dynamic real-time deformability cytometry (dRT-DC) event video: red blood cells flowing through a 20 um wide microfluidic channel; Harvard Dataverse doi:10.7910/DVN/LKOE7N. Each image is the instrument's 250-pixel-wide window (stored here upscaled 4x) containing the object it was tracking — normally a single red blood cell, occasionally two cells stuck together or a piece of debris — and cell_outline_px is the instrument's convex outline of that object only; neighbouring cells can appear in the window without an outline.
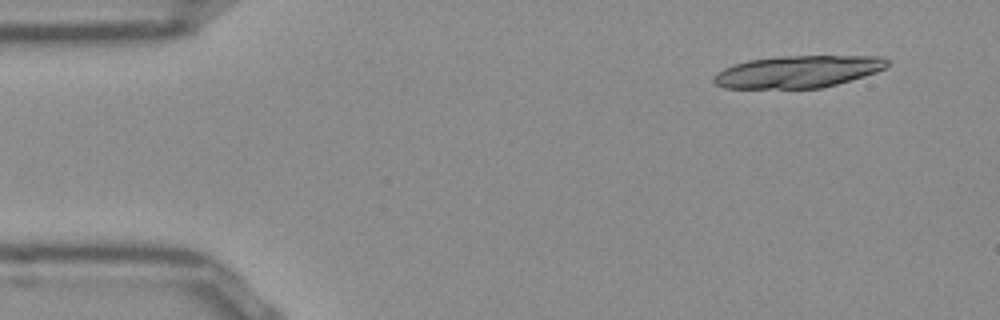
{"species": "Egyptian fruit bat (a non-hibernating species)", "species_latin": "Rousettus aegyptiacus", "temperature_condition": "room temperature", "stored_images_in_passage": 47, "segment_of_instrument_passage": [1, 2], "camera_frame_rate_fps": 3000, "um_per_image_px": 0.085, "frame": {"image": 1, "passage_image": 1, "time_ms": 0.0, "image_size_px": [1000, 320], "cell_outline_px": [[888, 68], [864, 76], [836, 84], [820, 88], [724, 88], [716, 84], [712, 80], [724, 68], [732, 64], [748, 60], [780, 56], [884, 56], [888, 60]], "centroid_in_image_um": [67.86, 6.08], "position_along_channel_um": 17.1, "area_um2": 32.43}}